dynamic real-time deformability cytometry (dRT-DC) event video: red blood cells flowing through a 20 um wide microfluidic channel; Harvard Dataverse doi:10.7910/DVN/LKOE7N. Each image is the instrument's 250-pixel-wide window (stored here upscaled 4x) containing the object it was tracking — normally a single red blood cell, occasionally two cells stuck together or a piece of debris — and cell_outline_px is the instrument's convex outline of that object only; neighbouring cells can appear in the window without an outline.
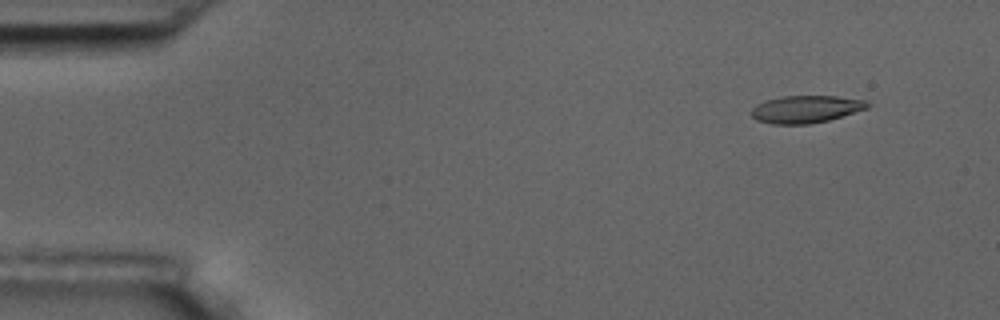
{"species": "common noctule bat (a hibernating species)", "species_latin": "Nyctalus noctula", "temperature_condition": "room temperature", "stored_images_in_passage": 6, "camera_frame_rate_fps": 3000, "um_per_image_px": 0.085, "animal": {"sex": "male", "body_mass_g": 17.5, "forearm_length_mm": 52.3}, "frame": {"image": 1, "passage_image": 2, "time_ms": 1.333, "image_size_px": [1000, 320], "cell_outline_px": [[872, 104], [868, 108], [828, 120], [808, 124], [772, 124], [756, 120], [752, 116], [752, 108], [756, 104], [764, 100], [780, 96], [836, 96], [868, 100]], "centroid_in_image_um": [68.51, 9.27], "position_along_channel_um": 16.5, "area_um2": 18.67}}
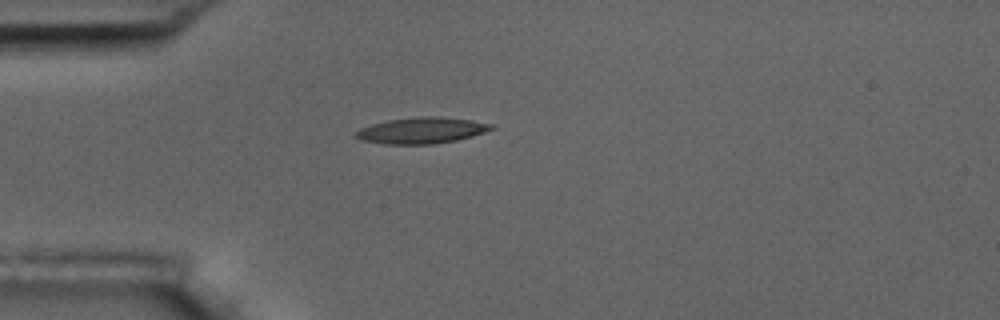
{"frame": {"image": 2, "passage_image": 5, "time_ms": 4.667, "image_size_px": [1000, 320], "cell_outline_px": [[496, 128], [472, 136], [456, 140], [432, 144], [384, 144], [360, 140], [356, 136], [356, 132], [360, 128], [372, 124], [388, 120], [420, 116], [440, 116], [472, 120], [492, 124]], "centroid_in_image_um": [35.85, 11.08], "position_along_channel_um": 49.1, "area_um2": 20.63}}